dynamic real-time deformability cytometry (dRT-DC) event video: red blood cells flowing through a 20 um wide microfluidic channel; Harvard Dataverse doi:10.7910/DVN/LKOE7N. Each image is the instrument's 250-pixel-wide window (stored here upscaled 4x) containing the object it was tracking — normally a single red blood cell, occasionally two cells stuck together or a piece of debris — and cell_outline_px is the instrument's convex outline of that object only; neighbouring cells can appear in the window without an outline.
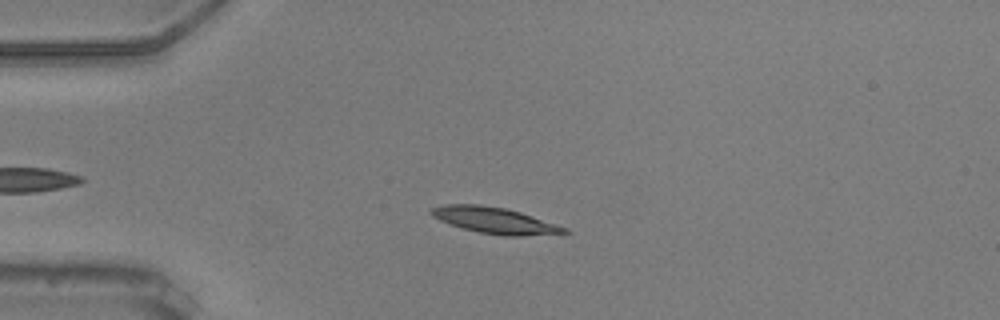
{"species": "common noctule bat (a hibernating species)", "species_latin": "Nyctalus noctula", "temperature_condition": "warm", "stored_images_in_passage": 45, "camera_frame_rate_fps": 3000, "um_per_image_px": 0.085, "animal": {"sex": "male", "body_mass_g": 20.5, "forearm_length_mm": 52.5}, "frame": {"image": 1, "passage_image": 10, "time_ms": 3.0, "image_size_px": [1000, 320], "cell_outline_px": [[572, 232], [520, 236], [504, 236], [480, 232], [464, 228], [440, 220], [432, 216], [428, 212], [432, 208], [444, 204], [480, 204], [504, 208], [520, 212], [568, 228]], "centroid_in_image_um": [42.05, 18.73], "position_along_channel_um": 43.0, "area_um2": 20.06}}
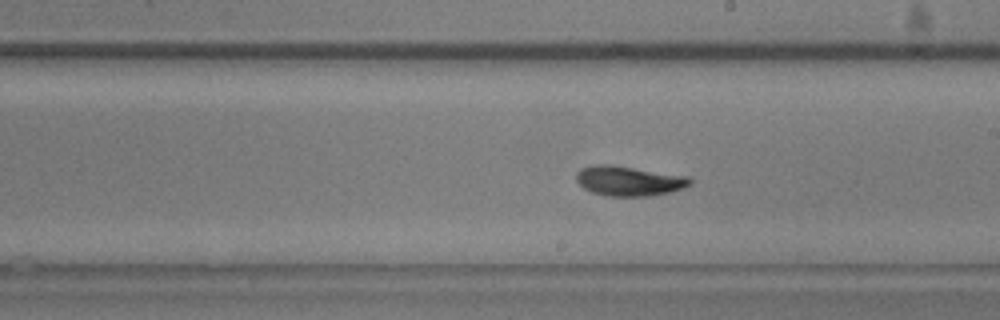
{"frame": {"image": 2, "passage_image": 28, "time_ms": 9.0, "image_size_px": [1000, 320], "cell_outline_px": [[692, 184], [668, 192], [648, 196], [608, 196], [592, 192], [584, 188], [576, 180], [576, 172], [580, 168], [592, 164], [612, 164], [688, 176], [692, 180]], "centroid_in_image_um": [53.41, 15.36], "position_along_channel_um": 235.6, "area_um2": 19.83}}
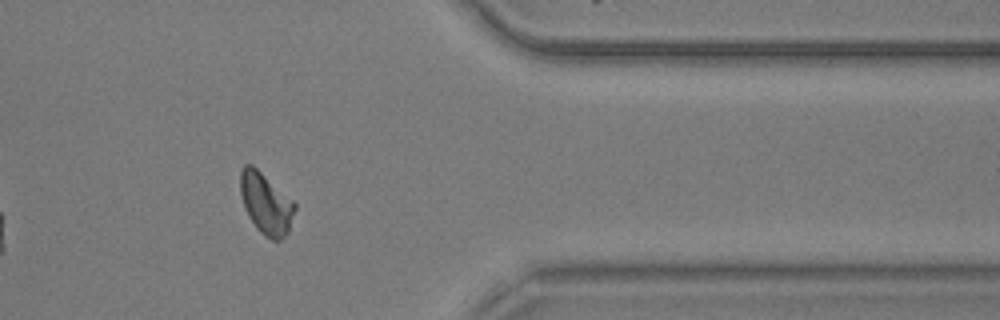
{"frame": {"image": 3, "passage_image": 42, "time_ms": 13.667, "image_size_px": [1000, 320], "cell_outline_px": [[296, 208], [288, 232], [280, 240], [272, 240], [264, 236], [256, 228], [248, 216], [244, 208], [240, 192], [240, 172], [244, 164], [252, 164], [292, 200], [296, 204]], "centroid_in_image_um": [22.59, 17.31], "position_along_channel_um": 388.8, "area_um2": 19.36}, "authors_computed_cell_mechanics": {"area_um2": 19.363, "velocity_mm_per_s": 3.6304, "shape_relaxation_time_tau1_ms": 4.1832, "shape_relaxation_time_tau2_ms": 2.168, "deformation_change_tau1": 0.1534, "deformation_change_tau2": 0.0568}}